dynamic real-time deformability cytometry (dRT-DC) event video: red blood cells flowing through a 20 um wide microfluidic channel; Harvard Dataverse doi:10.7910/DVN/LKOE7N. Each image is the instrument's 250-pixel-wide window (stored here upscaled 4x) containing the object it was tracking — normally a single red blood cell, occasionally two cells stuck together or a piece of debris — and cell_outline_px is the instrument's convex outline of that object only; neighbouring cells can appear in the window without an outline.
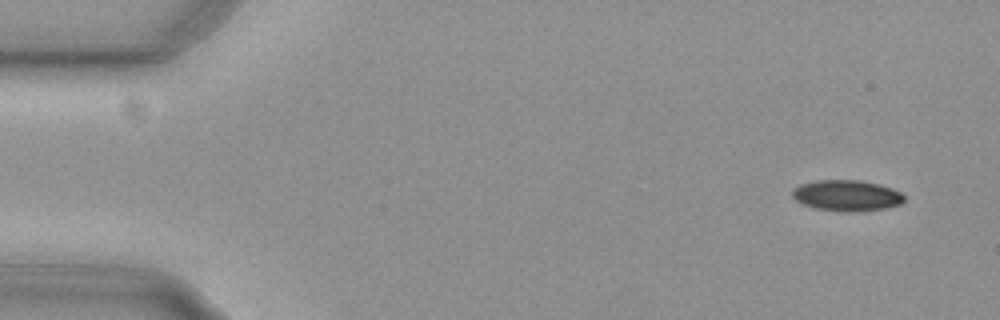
{"species": "common noctule bat (a hibernating species)", "species_latin": "Nyctalus noctula", "temperature_condition": "cold", "stored_images_in_passage": 52, "camera_frame_rate_fps": 3000, "um_per_image_px": 0.085, "animal": {"sex": "female", "body_mass_g": 29.2, "forearm_length_mm": 56.3}, "frame": {"image": 1, "passage_image": 1, "time_ms": 0.0, "image_size_px": [1000, 320], "cell_outline_px": [[904, 200], [900, 204], [884, 208], [860, 212], [848, 212], [816, 208], [804, 204], [796, 200], [792, 196], [792, 188], [800, 184], [820, 180], [856, 180], [880, 184], [892, 188], [900, 192], [904, 196]], "centroid_in_image_um": [71.98, 16.62], "position_along_channel_um": 13.0, "area_um2": 20.11}}
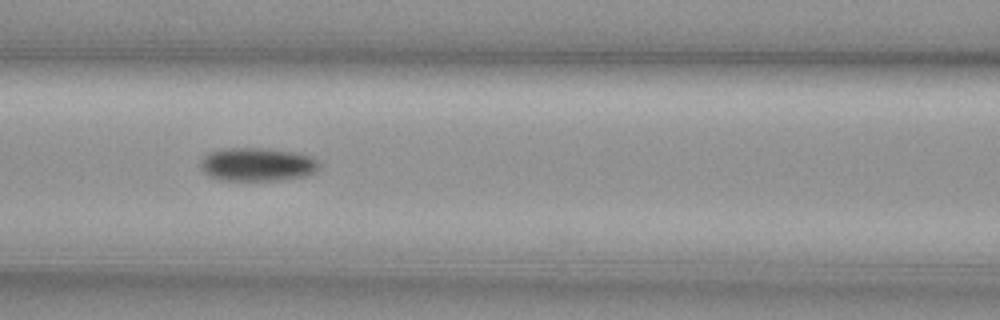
{"frame": {"image": 2, "passage_image": 21, "time_ms": 6.667, "image_size_px": [1000, 320], "cell_outline_px": [[320, 168], [304, 176], [280, 180], [220, 180], [208, 176], [200, 168], [200, 160], [208, 152], [224, 148], [268, 148], [300, 152], [312, 156], [320, 164]], "centroid_in_image_um": [21.86, 13.96], "position_along_channel_um": 144.7, "area_um2": 23.47}}
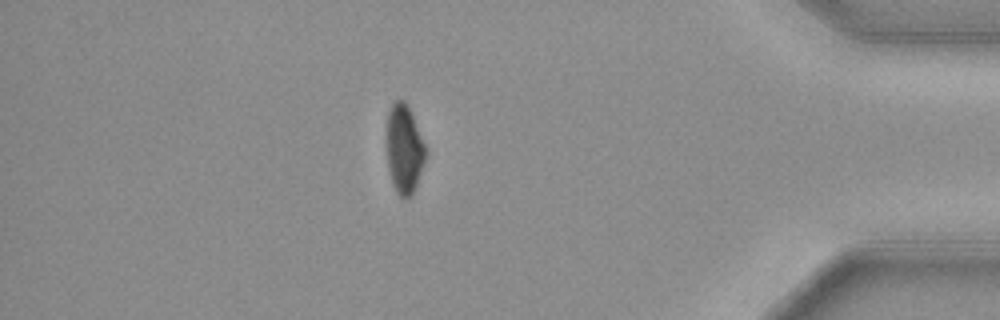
{"frame": {"image": 3, "passage_image": 45, "time_ms": 14.667, "image_size_px": [1000, 320], "cell_outline_px": [[424, 160], [412, 196], [404, 200], [396, 192], [392, 184], [388, 168], [388, 112], [392, 104], [396, 100], [404, 100], [412, 116], [424, 144]], "centroid_in_image_um": [34.33, 12.73], "position_along_channel_um": 400.9, "area_um2": 19.36}, "authors_computed_cell_mechanics": {"area_um2": 21.6172, "velocity_mm_per_s": 3.7496, "shape_relaxation_time_tau1_ms": 2.8176, "shape_relaxation_time_tau2_ms": null, "deformation_change_tau1": 0.1, "deformation_change_tau2": null}}